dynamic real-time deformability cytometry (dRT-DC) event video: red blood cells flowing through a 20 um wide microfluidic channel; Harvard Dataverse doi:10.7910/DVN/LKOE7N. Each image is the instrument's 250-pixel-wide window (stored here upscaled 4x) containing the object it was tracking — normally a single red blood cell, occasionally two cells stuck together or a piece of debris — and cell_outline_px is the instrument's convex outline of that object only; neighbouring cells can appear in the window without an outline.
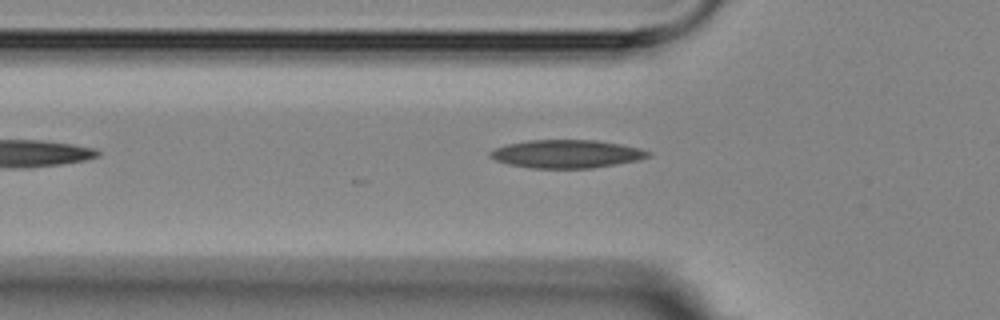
{"species": "Egyptian fruit bat (a non-hibernating species)", "species_latin": "Rousettus aegyptiacus", "temperature_condition": "room temperature", "stored_images_in_passage": 5, "camera_frame_rate_fps": 3000, "um_per_image_px": 0.085, "animal": {"sex": "female"}, "frame": {"image": 1, "passage_image": 2, "time_ms": 1.333, "image_size_px": [1000, 320], "cell_outline_px": [[652, 156], [636, 160], [592, 168], [532, 168], [508, 164], [496, 160], [488, 156], [488, 152], [496, 148], [508, 144], [528, 140], [596, 140], [620, 144], [640, 148], [652, 152]], "centroid_in_image_um": [48.16, 13.08], "position_along_channel_um": 77.6, "area_um2": 25.84}}
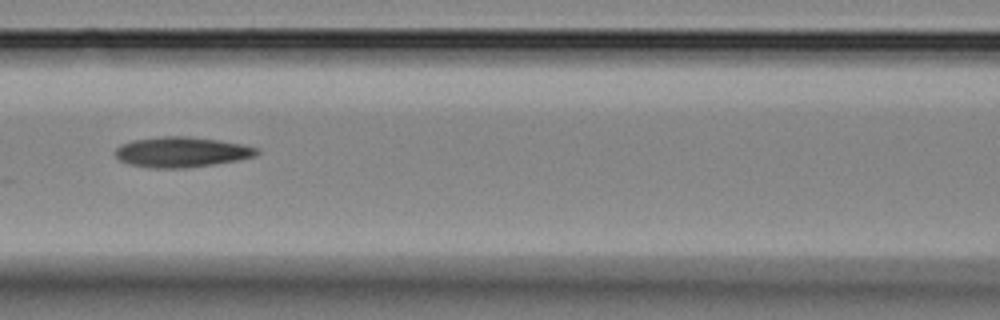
{"frame": {"image": 2, "passage_image": 4, "time_ms": 3.333, "image_size_px": [1000, 320], "cell_outline_px": [[260, 152], [256, 156], [236, 160], [212, 164], [184, 168], [148, 168], [128, 164], [120, 160], [116, 156], [116, 148], [120, 144], [132, 140], [160, 136], [188, 136], [244, 144], [256, 148]], "centroid_in_image_um": [15.4, 12.92], "position_along_channel_um": 151.2, "area_um2": 24.97}}
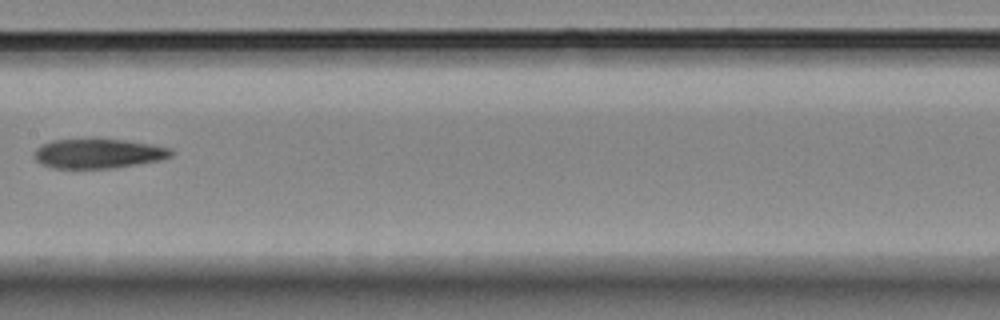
{"frame": {"image": 3, "passage_image": 5, "time_ms": 4.667, "image_size_px": [1000, 320], "cell_outline_px": [[176, 152], [172, 156], [160, 160], [112, 168], [52, 168], [40, 164], [32, 156], [32, 152], [40, 144], [52, 140], [96, 136], [152, 144], [172, 148]], "centroid_in_image_um": [8.31, 13.0], "position_along_channel_um": 199.1, "area_um2": 24.68}}